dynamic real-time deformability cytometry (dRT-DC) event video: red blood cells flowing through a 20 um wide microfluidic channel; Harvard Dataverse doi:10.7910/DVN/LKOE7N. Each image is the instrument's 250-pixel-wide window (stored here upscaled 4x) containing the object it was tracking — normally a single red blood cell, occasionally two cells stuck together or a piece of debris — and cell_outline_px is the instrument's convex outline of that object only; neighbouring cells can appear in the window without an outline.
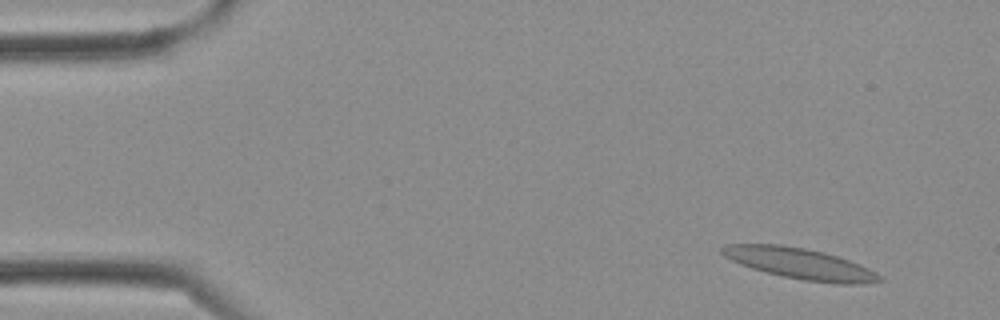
{"species": "Egyptian fruit bat (a non-hibernating species)", "species_latin": "Rousettus aegyptiacus", "temperature_condition": "cold", "stored_images_in_passage": 3, "camera_frame_rate_fps": 3000, "um_per_image_px": 0.085, "frame": {"image": 1, "passage_image": 1, "time_ms": 0.0, "image_size_px": [1000, 320], "cell_outline_px": [[884, 280], [860, 284], [836, 284], [804, 280], [764, 272], [740, 264], [724, 256], [720, 252], [720, 248], [728, 244], [780, 244], [804, 248], [824, 252], [860, 264], [876, 272]], "centroid_in_image_um": [67.99, 22.4], "position_along_channel_um": 17.0, "area_um2": 28.26}}
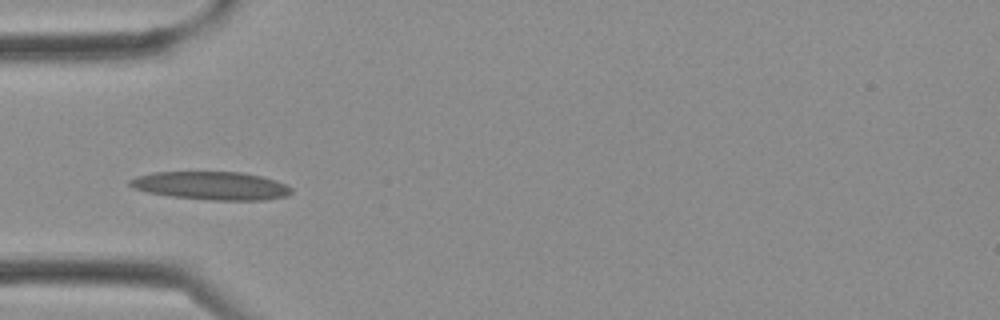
{"frame": {"image": 2, "passage_image": 3, "time_ms": 0.667, "image_size_px": [1000, 320], "cell_outline_px": [[292, 192], [284, 196], [264, 200], [208, 200], [172, 196], [148, 192], [132, 188], [128, 184], [128, 180], [136, 176], [152, 172], [244, 172], [276, 180], [292, 188]], "centroid_in_image_um": [17.92, 15.78], "position_along_channel_um": 67.1, "area_um2": 26.53}}